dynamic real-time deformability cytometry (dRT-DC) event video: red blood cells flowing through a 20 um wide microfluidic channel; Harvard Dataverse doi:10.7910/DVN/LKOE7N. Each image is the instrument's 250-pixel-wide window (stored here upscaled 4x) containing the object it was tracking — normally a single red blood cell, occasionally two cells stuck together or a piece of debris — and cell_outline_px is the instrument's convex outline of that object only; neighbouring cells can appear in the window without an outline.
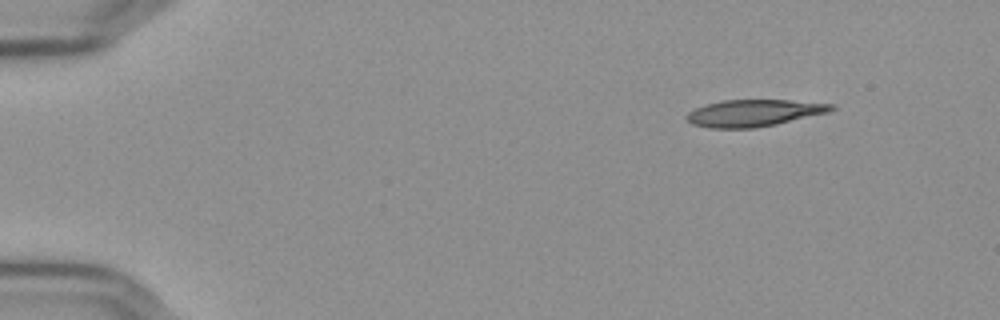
{"species": "Egyptian fruit bat (a non-hibernating species)", "species_latin": "Rousettus aegyptiacus", "temperature_condition": "cold", "stored_images_in_passage": 50, "camera_frame_rate_fps": 3000, "um_per_image_px": 0.085, "frame": {"image": 1, "passage_image": 1, "time_ms": 0.0, "image_size_px": [1000, 320], "cell_outline_px": [[836, 108], [828, 112], [776, 124], [756, 128], [708, 128], [692, 124], [684, 116], [688, 112], [696, 108], [708, 104], [724, 100], [788, 100], [836, 104]], "centroid_in_image_um": [64.08, 9.61], "position_along_channel_um": 20.9, "area_um2": 22.54}}
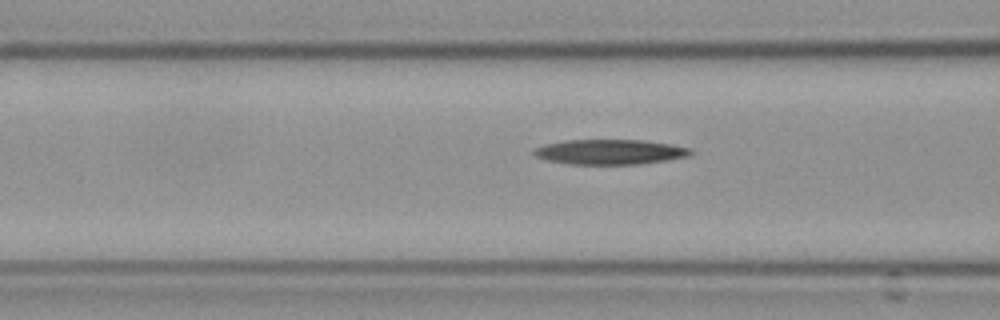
{"frame": {"image": 2, "passage_image": 17, "time_ms": 5.333, "image_size_px": [1000, 320], "cell_outline_px": [[692, 156], [668, 160], [640, 164], [568, 164], [548, 160], [536, 156], [532, 152], [532, 148], [544, 144], [564, 140], [644, 140], [672, 144], [692, 148]], "centroid_in_image_um": [51.87, 12.91], "position_along_channel_um": 114.7, "area_um2": 23.12}}
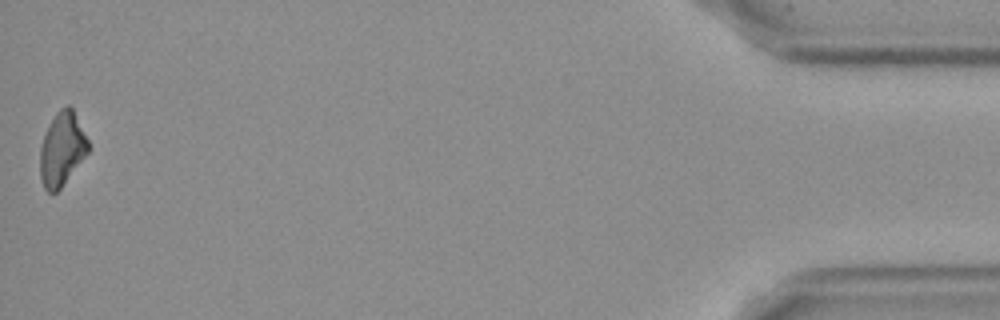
{"frame": {"image": 3, "passage_image": 50, "time_ms": 16.333, "image_size_px": [1000, 320], "cell_outline_px": [[88, 152], [60, 188], [56, 192], [48, 192], [44, 188], [40, 176], [40, 148], [44, 136], [56, 112], [60, 108], [68, 104], [72, 108], [88, 140]], "centroid_in_image_um": [5.25, 12.67], "position_along_channel_um": 429.9, "area_um2": 20.17}, "authors_computed_cell_mechanics": {"area_um2": 22.9466, "velocity_mm_per_s": 3.6448, "shape_relaxation_time_tau1_ms": 7.7497, "shape_relaxation_time_tau2_ms": null, "deformation_change_tau1": 0.1725, "deformation_change_tau2": null}}